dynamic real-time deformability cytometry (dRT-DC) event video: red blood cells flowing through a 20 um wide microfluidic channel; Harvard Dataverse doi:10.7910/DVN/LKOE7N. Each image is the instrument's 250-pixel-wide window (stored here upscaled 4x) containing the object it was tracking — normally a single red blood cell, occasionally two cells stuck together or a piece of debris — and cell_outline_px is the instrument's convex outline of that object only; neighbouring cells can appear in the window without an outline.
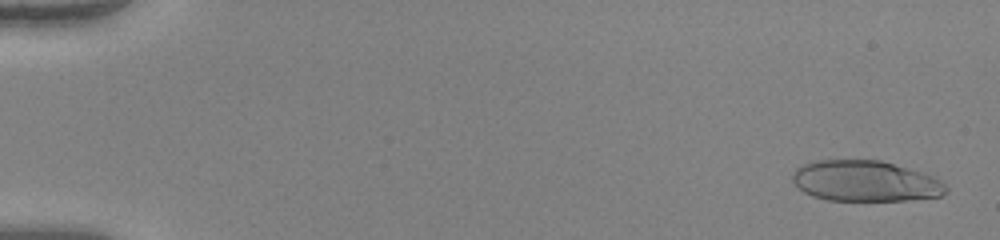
{"species": "human", "species_latin": "Homo sapiens", "temperature_condition": "warm", "stored_images_in_passage": 52, "camera_frame_rate_fps": 3000, "um_per_image_px": 0.085, "donor": {"sex": "female"}, "frame": {"image": 1, "passage_image": 2, "time_ms": 0.333, "image_size_px": [1000, 240], "cell_outline_px": [[948, 188], [940, 196], [908, 200], [828, 200], [812, 196], [804, 192], [792, 180], [792, 176], [796, 168], [812, 160], [880, 160], [924, 172], [940, 180]], "centroid_in_image_um": [73.54, 15.38], "position_along_channel_um": 11.5, "area_um2": 36.41}}
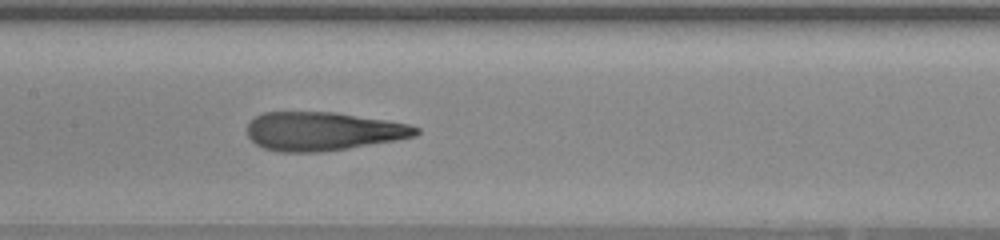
{"frame": {"image": 2, "passage_image": 27, "time_ms": 8.667, "image_size_px": [1000, 240], "cell_outline_px": [[420, 132], [416, 136], [396, 140], [348, 148], [316, 152], [280, 152], [264, 148], [256, 144], [248, 136], [248, 124], [256, 116], [264, 112], [336, 112], [388, 120], [408, 124], [420, 128]], "centroid_in_image_um": [27.47, 11.15], "position_along_channel_um": 179.9, "area_um2": 37.92}}
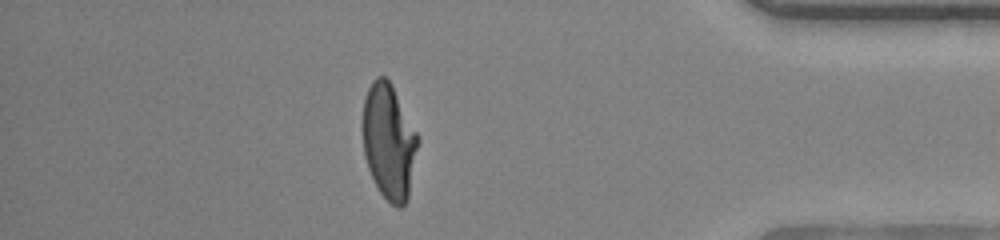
{"frame": {"image": 3, "passage_image": 46, "time_ms": 15.0, "image_size_px": [1000, 240], "cell_outline_px": [[420, 140], [408, 200], [400, 208], [396, 208], [380, 192], [368, 168], [364, 156], [364, 96], [372, 80], [376, 76], [384, 76], [392, 84], [420, 136]], "centroid_in_image_um": [33.1, 12.02], "position_along_channel_um": 402.1, "area_um2": 37.34}, "authors_computed_cell_mechanics": {"area_um2": 37.8301, "velocity_mm_per_s": 4.0149, "shape_relaxation_time_tau1_ms": 8.4139, "shape_relaxation_time_tau2_ms": 1.0409, "deformation_change_tau1": 0.4061, "deformation_change_tau2": 0.1003}}